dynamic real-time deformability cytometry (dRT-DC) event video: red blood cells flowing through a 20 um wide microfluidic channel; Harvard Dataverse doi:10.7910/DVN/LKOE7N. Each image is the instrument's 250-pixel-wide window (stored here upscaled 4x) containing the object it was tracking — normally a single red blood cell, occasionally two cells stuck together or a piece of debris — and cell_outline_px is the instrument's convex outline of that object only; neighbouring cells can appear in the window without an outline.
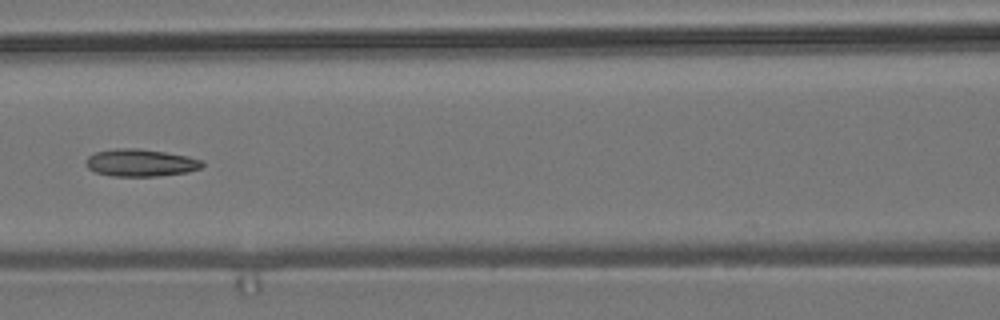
{"species": "common noctule bat (a hibernating species)", "species_latin": "Nyctalus noctula", "temperature_condition": "room temperature", "stored_images_in_passage": 6, "camera_frame_rate_fps": 3000, "um_per_image_px": 0.085, "animal": {"sex": "male", "body_mass_g": 19.2, "forearm_length_mm": 51.8}, "frame": {"image": 1, "passage_image": 5, "time_ms": 4.667, "image_size_px": [1000, 320], "cell_outline_px": [[204, 164], [200, 168], [188, 172], [160, 176], [112, 176], [96, 172], [88, 168], [84, 164], [84, 160], [88, 156], [96, 152], [116, 148], [140, 148], [188, 156], [204, 160]], "centroid_in_image_um": [11.95, 13.83], "position_along_channel_um": 154.7, "area_um2": 18.73}}
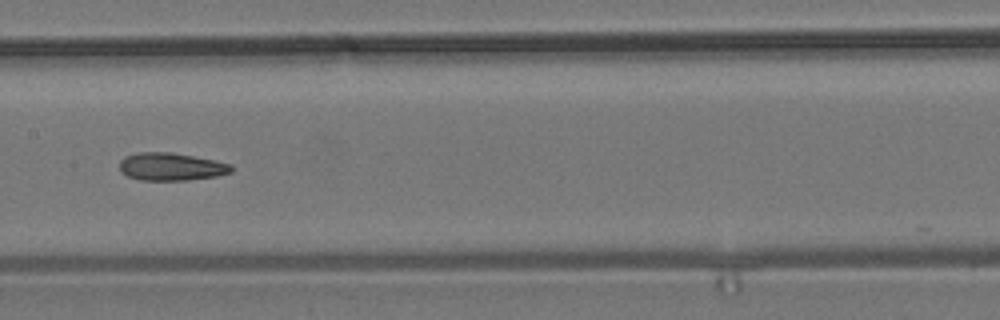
{"frame": {"image": 2, "passage_image": 6, "time_ms": 5.667, "image_size_px": [1000, 320], "cell_outline_px": [[232, 172], [216, 176], [188, 180], [140, 180], [128, 176], [120, 172], [120, 160], [124, 156], [136, 152], [172, 152], [216, 160], [232, 164]], "centroid_in_image_um": [14.54, 14.16], "position_along_channel_um": 192.9, "area_um2": 18.26}}